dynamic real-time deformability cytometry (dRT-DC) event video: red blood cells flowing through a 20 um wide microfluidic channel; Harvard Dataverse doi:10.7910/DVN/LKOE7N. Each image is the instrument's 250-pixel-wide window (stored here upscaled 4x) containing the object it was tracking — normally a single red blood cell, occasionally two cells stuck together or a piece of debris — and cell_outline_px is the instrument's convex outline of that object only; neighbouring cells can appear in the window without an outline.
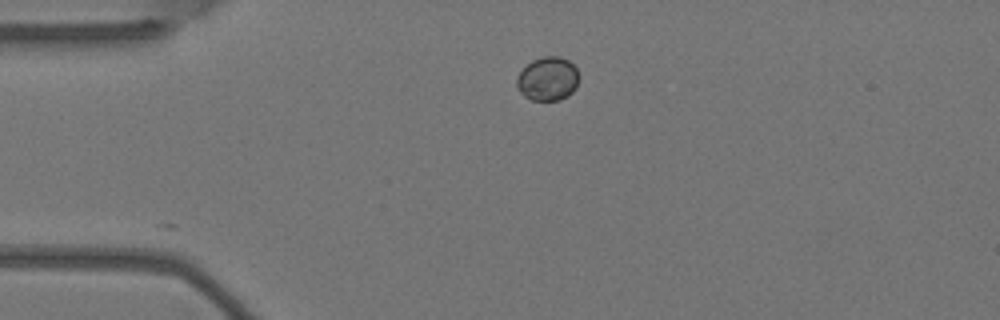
{"species": "Egyptian fruit bat (a non-hibernating species)", "species_latin": "Rousettus aegyptiacus", "temperature_condition": "warm", "stored_images_in_passage": 3, "camera_frame_rate_fps": 3000, "um_per_image_px": 0.085, "animal": {"sex": "female"}, "frame": {"image": 1, "passage_image": 1, "time_ms": 0.0, "image_size_px": [1000, 320], "cell_outline_px": [[580, 76], [576, 88], [568, 96], [560, 100], [532, 100], [524, 96], [516, 88], [516, 76], [532, 60], [544, 56], [560, 56], [568, 60], [576, 68]], "centroid_in_image_um": [46.56, 6.7], "position_along_channel_um": 38.4, "area_um2": 16.07}}
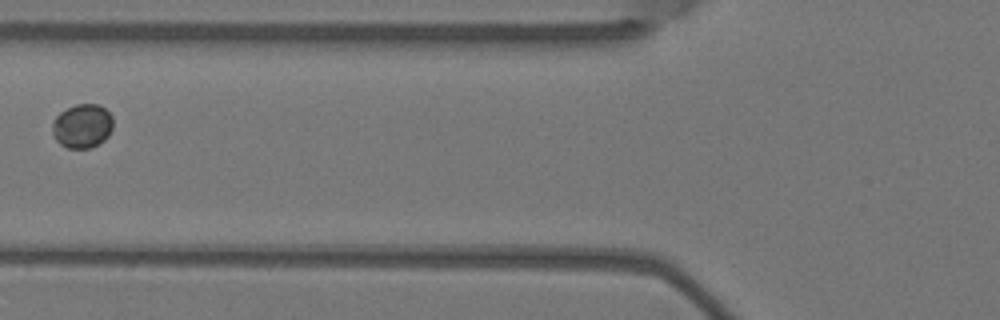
{"frame": {"image": 2, "passage_image": 3, "time_ms": 0.667, "image_size_px": [1000, 320], "cell_outline_px": [[112, 128], [108, 136], [104, 140], [92, 148], [68, 148], [60, 144], [56, 140], [52, 132], [52, 124], [56, 116], [60, 112], [76, 104], [96, 104], [104, 108], [112, 116]], "centroid_in_image_um": [6.99, 10.72], "position_along_channel_um": 118.8, "area_um2": 15.55}}